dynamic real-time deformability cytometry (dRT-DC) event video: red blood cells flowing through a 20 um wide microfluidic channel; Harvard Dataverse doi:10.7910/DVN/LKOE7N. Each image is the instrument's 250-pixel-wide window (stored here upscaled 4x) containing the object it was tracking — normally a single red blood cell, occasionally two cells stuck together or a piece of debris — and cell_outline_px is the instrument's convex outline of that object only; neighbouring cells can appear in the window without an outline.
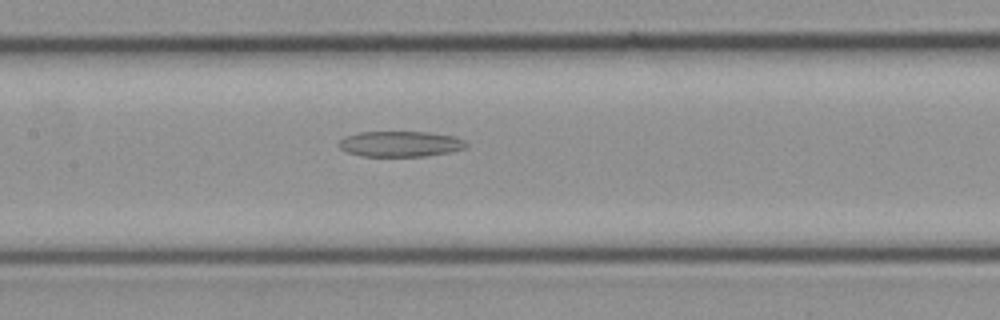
{"species": "common noctule bat (a hibernating species)", "species_latin": "Nyctalus noctula", "temperature_condition": "cold", "stored_images_in_passage": 7, "camera_frame_rate_fps": 3000, "um_per_image_px": 0.085, "animal": {"sex": "female", "body_mass_g": 21.9}, "frame": {"image": 1, "passage_image": 5, "time_ms": 1.333, "image_size_px": [1000, 320], "cell_outline_px": [[468, 144], [464, 148], [448, 152], [424, 156], [360, 156], [344, 152], [336, 144], [344, 136], [360, 132], [428, 132], [456, 136], [464, 140]], "centroid_in_image_um": [33.97, 12.23], "position_along_channel_um": 173.4, "area_um2": 19.13}}
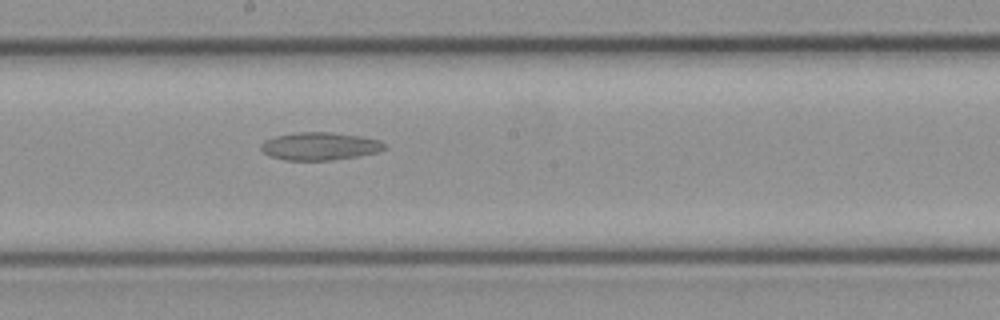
{"frame": {"image": 2, "passage_image": 7, "time_ms": 2.0, "image_size_px": [1000, 320], "cell_outline_px": [[388, 148], [380, 152], [332, 160], [284, 160], [268, 156], [260, 148], [260, 144], [264, 140], [276, 136], [296, 132], [332, 132], [360, 136], [380, 140]], "centroid_in_image_um": [27.18, 12.43], "position_along_channel_um": 221.0, "area_um2": 20.17}}